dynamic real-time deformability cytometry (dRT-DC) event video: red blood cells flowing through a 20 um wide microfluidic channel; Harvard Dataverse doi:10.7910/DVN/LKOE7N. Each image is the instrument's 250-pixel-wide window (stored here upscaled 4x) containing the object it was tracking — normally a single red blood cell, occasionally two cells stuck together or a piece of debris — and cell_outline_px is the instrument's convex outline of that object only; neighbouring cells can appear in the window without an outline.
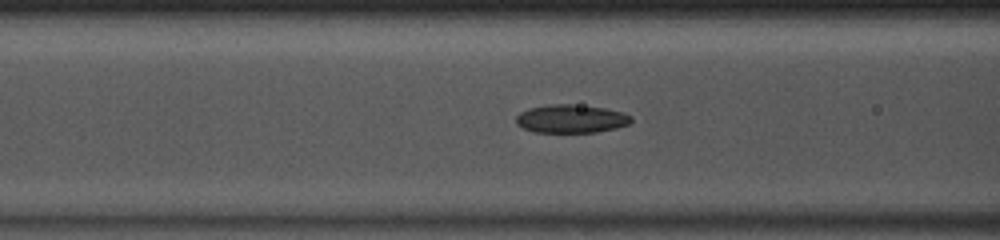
{"species": "common noctule bat (a hibernating species)", "species_latin": "Nyctalus noctula", "temperature_condition": "room temperature", "stored_images_in_passage": 44, "camera_frame_rate_fps": 3000, "um_per_image_px": 0.085, "animal": {"sex": "male", "body_mass_g": 13.0, "forearm_length_mm": 53.1}, "frame": {"image": 1, "passage_image": 20, "time_ms": 6.333, "image_size_px": [1000, 240], "cell_outline_px": [[632, 120], [628, 124], [616, 128], [596, 132], [532, 132], [516, 124], [516, 116], [520, 112], [528, 108], [548, 104], [572, 104], [604, 108], [624, 112], [632, 116]], "centroid_in_image_um": [48.53, 10.09], "position_along_channel_um": 118.1, "area_um2": 19.07}}
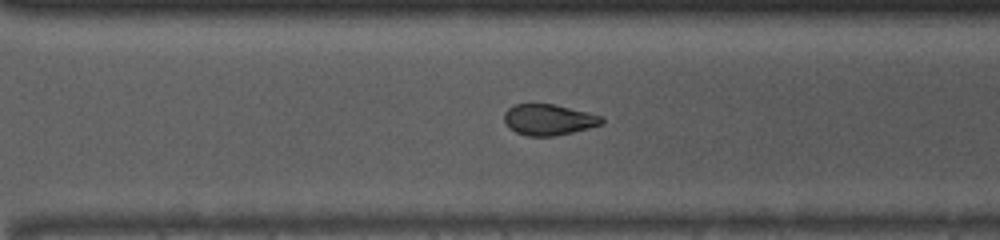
{"frame": {"image": 2, "passage_image": 35, "time_ms": 11.333, "image_size_px": [1000, 240], "cell_outline_px": [[604, 124], [572, 132], [552, 136], [528, 136], [516, 132], [508, 128], [504, 120], [504, 112], [508, 108], [516, 104], [552, 104], [588, 112], [604, 116]], "centroid_in_image_um": [46.64, 10.17], "position_along_channel_um": 324.0, "area_um2": 17.63}}
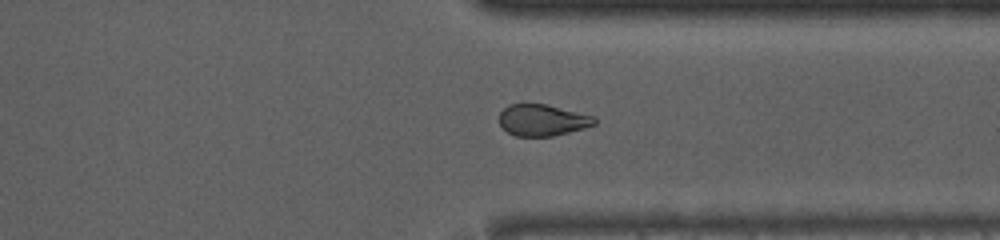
{"frame": {"image": 3, "passage_image": 38, "time_ms": 12.333, "image_size_px": [1000, 240], "cell_outline_px": [[596, 124], [584, 128], [552, 136], [516, 136], [508, 132], [500, 124], [500, 112], [508, 104], [544, 104], [596, 116]], "centroid_in_image_um": [46.12, 10.21], "position_along_channel_um": 365.3, "area_um2": 17.34}, "authors_computed_cell_mechanics": {"area_um2": 18.6694, "velocity_mm_per_s": 4.119, "shape_relaxation_time_tau1_ms": 3.2809, "shape_relaxation_time_tau2_ms": 2.9726, "deformation_change_tau1": 0.1129, "deformation_change_tau2": 0.08}}